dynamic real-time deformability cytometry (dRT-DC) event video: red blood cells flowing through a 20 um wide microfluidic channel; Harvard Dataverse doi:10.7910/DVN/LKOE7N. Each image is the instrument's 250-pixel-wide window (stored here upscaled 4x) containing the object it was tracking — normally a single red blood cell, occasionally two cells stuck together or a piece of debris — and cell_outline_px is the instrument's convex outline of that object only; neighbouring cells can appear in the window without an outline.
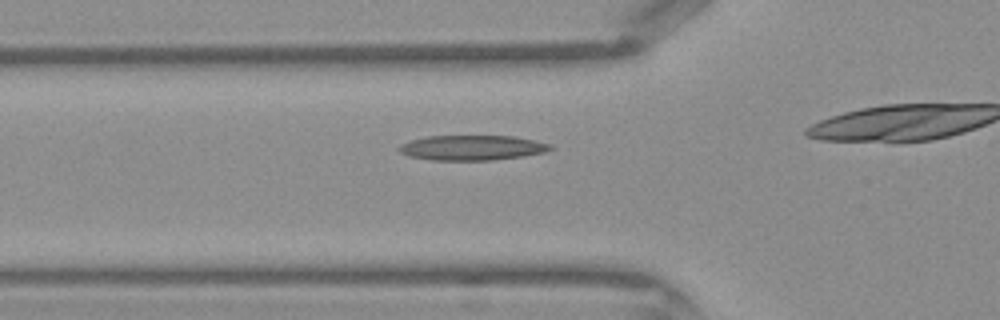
{"species": "Egyptian fruit bat (a non-hibernating species)", "species_latin": "Rousettus aegyptiacus", "temperature_condition": "warm", "stored_images_in_passage": 16, "camera_frame_rate_fps": 3000, "um_per_image_px": 0.085, "frame": {"image": 1, "passage_image": 12, "time_ms": 3.667, "image_size_px": [1000, 320], "cell_outline_px": [[556, 148], [544, 152], [524, 156], [492, 160], [432, 160], [408, 156], [400, 152], [396, 148], [400, 144], [412, 140], [428, 136], [512, 136], [552, 144]], "centroid_in_image_um": [40.13, 12.56], "position_along_channel_um": 85.7, "area_um2": 22.08}}
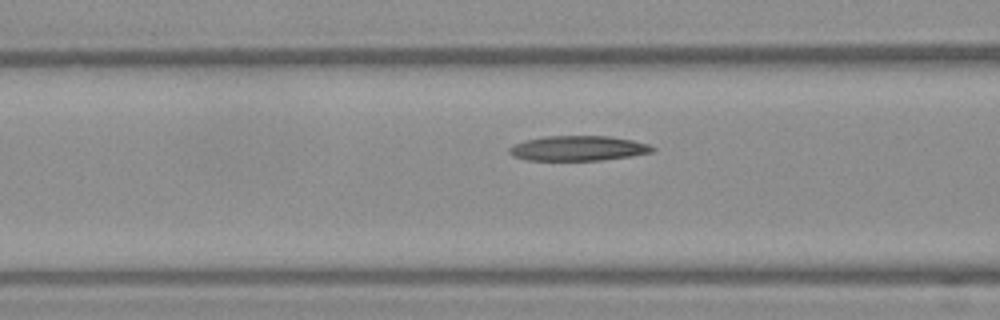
{"frame": {"image": 2, "passage_image": 14, "time_ms": 4.333, "image_size_px": [1000, 320], "cell_outline_px": [[656, 148], [652, 152], [632, 156], [600, 160], [524, 160], [512, 156], [508, 152], [508, 148], [524, 140], [544, 136], [608, 136], [632, 140], [648, 144]], "centroid_in_image_um": [49.12, 12.6], "position_along_channel_um": 117.5, "area_um2": 20.87}}